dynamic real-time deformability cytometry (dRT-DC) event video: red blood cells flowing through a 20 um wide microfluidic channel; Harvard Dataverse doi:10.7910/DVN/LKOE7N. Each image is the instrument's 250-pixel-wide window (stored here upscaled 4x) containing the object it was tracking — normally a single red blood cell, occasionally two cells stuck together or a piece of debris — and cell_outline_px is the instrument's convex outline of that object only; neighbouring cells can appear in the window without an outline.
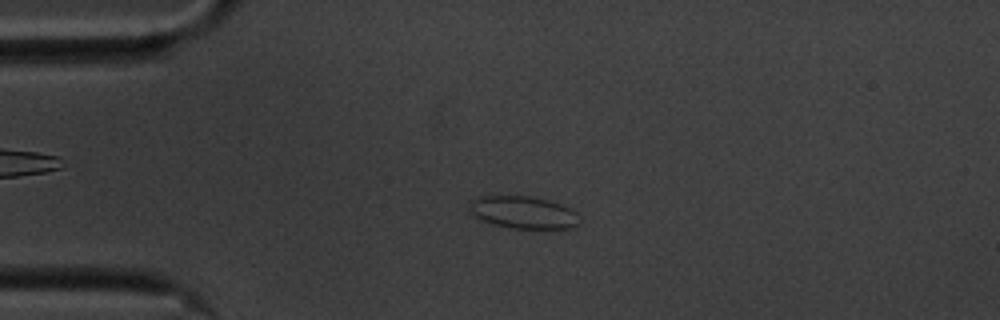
{"species": "common noctule bat (a hibernating species)", "species_latin": "Nyctalus noctula", "temperature_condition": "cold", "stored_images_in_passage": 45, "camera_frame_rate_fps": 3000, "um_per_image_px": 0.085, "animal": {"sex": "male", "body_mass_g": 20.1, "forearm_length_mm": 53.5}, "frame": {"image": 1, "passage_image": 1, "time_ms": 0.0, "image_size_px": [1000, 320], "cell_outline_px": [[580, 220], [572, 228], [512, 228], [480, 220], [472, 216], [468, 208], [472, 200], [476, 196], [532, 196], [548, 200], [560, 204], [576, 212]], "centroid_in_image_um": [44.43, 18.04], "position_along_channel_um": 40.6, "area_um2": 20.69}}
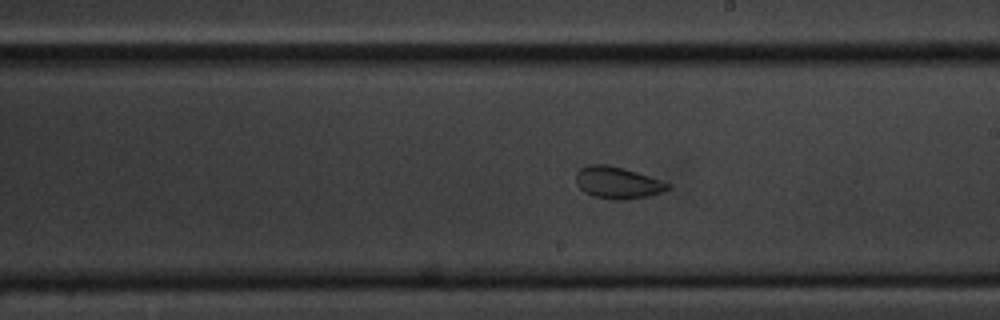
{"frame": {"image": 2, "passage_image": 20, "time_ms": 6.333, "image_size_px": [1000, 320], "cell_outline_px": [[668, 188], [660, 192], [648, 196], [628, 200], [616, 200], [592, 196], [584, 192], [576, 184], [576, 172], [580, 168], [588, 164], [608, 164], [624, 168], [660, 180], [668, 184]], "centroid_in_image_um": [52.42, 15.52], "position_along_channel_um": 236.6, "area_um2": 16.99}}
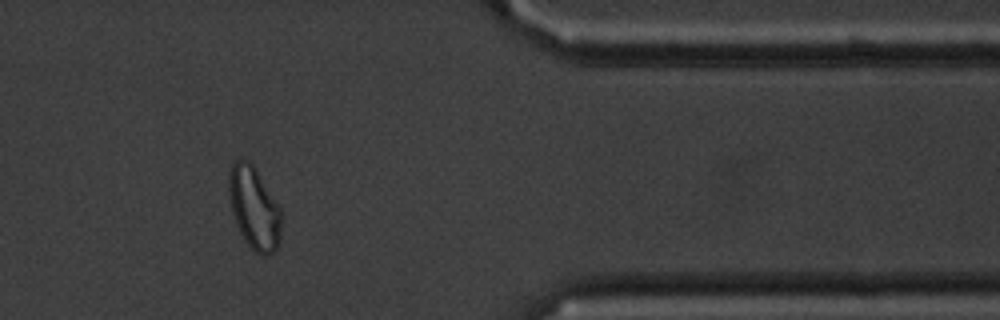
{"frame": {"image": 3, "passage_image": 35, "time_ms": 11.333, "image_size_px": [1000, 320], "cell_outline_px": [[280, 240], [276, 248], [272, 252], [264, 256], [256, 252], [248, 244], [240, 232], [236, 224], [232, 212], [228, 192], [228, 172], [232, 164], [236, 160], [248, 160], [256, 168], [280, 208]], "centroid_in_image_um": [21.58, 17.65], "position_along_channel_um": 389.8, "area_um2": 24.97}, "authors_computed_cell_mechanics": {"area_um2": 17.7446, "velocity_mm_per_s": 3.4822, "shape_relaxation_time_tau1_ms": null, "shape_relaxation_time_tau2_ms": 1.4953, "deformation_change_tau1": null, "deformation_change_tau2": 0.0641}}